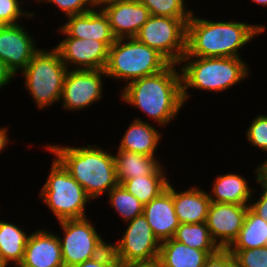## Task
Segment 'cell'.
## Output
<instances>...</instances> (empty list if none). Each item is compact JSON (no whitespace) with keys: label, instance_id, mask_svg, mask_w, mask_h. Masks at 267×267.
Wrapping results in <instances>:
<instances>
[{"label":"cell","instance_id":"21","mask_svg":"<svg viewBox=\"0 0 267 267\" xmlns=\"http://www.w3.org/2000/svg\"><path fill=\"white\" fill-rule=\"evenodd\" d=\"M247 180L236 173L218 175L214 182L209 198L211 202L249 205L255 189L250 188Z\"/></svg>","mask_w":267,"mask_h":267},{"label":"cell","instance_id":"6","mask_svg":"<svg viewBox=\"0 0 267 267\" xmlns=\"http://www.w3.org/2000/svg\"><path fill=\"white\" fill-rule=\"evenodd\" d=\"M68 68L62 62L59 52L40 48L21 72L36 108L45 109L59 102Z\"/></svg>","mask_w":267,"mask_h":267},{"label":"cell","instance_id":"22","mask_svg":"<svg viewBox=\"0 0 267 267\" xmlns=\"http://www.w3.org/2000/svg\"><path fill=\"white\" fill-rule=\"evenodd\" d=\"M161 139L159 130L145 120L135 118L122 136L117 150L155 156Z\"/></svg>","mask_w":267,"mask_h":267},{"label":"cell","instance_id":"34","mask_svg":"<svg viewBox=\"0 0 267 267\" xmlns=\"http://www.w3.org/2000/svg\"><path fill=\"white\" fill-rule=\"evenodd\" d=\"M203 267H240L233 255L227 249H219L215 254L210 255Z\"/></svg>","mask_w":267,"mask_h":267},{"label":"cell","instance_id":"38","mask_svg":"<svg viewBox=\"0 0 267 267\" xmlns=\"http://www.w3.org/2000/svg\"><path fill=\"white\" fill-rule=\"evenodd\" d=\"M254 172L256 183L260 184L261 190L267 192V166H258Z\"/></svg>","mask_w":267,"mask_h":267},{"label":"cell","instance_id":"37","mask_svg":"<svg viewBox=\"0 0 267 267\" xmlns=\"http://www.w3.org/2000/svg\"><path fill=\"white\" fill-rule=\"evenodd\" d=\"M14 77V73L0 59V90H2V87L9 85L8 83H10Z\"/></svg>","mask_w":267,"mask_h":267},{"label":"cell","instance_id":"3","mask_svg":"<svg viewBox=\"0 0 267 267\" xmlns=\"http://www.w3.org/2000/svg\"><path fill=\"white\" fill-rule=\"evenodd\" d=\"M44 149L55 156L92 200L119 184L114 155L97 144L71 147L49 143Z\"/></svg>","mask_w":267,"mask_h":267},{"label":"cell","instance_id":"10","mask_svg":"<svg viewBox=\"0 0 267 267\" xmlns=\"http://www.w3.org/2000/svg\"><path fill=\"white\" fill-rule=\"evenodd\" d=\"M125 232L117 244L109 243L119 264L150 262L158 259L160 241L153 234L145 216L127 222Z\"/></svg>","mask_w":267,"mask_h":267},{"label":"cell","instance_id":"9","mask_svg":"<svg viewBox=\"0 0 267 267\" xmlns=\"http://www.w3.org/2000/svg\"><path fill=\"white\" fill-rule=\"evenodd\" d=\"M89 218L58 221L63 230L59 237L64 267H74L102 254L110 244L96 231ZM93 224V225H92Z\"/></svg>","mask_w":267,"mask_h":267},{"label":"cell","instance_id":"14","mask_svg":"<svg viewBox=\"0 0 267 267\" xmlns=\"http://www.w3.org/2000/svg\"><path fill=\"white\" fill-rule=\"evenodd\" d=\"M249 205L210 202L206 225L212 240L227 249L243 227Z\"/></svg>","mask_w":267,"mask_h":267},{"label":"cell","instance_id":"20","mask_svg":"<svg viewBox=\"0 0 267 267\" xmlns=\"http://www.w3.org/2000/svg\"><path fill=\"white\" fill-rule=\"evenodd\" d=\"M155 157L157 156L117 150L114 160L118 183L122 184L126 180L139 176L167 175L164 166Z\"/></svg>","mask_w":267,"mask_h":267},{"label":"cell","instance_id":"42","mask_svg":"<svg viewBox=\"0 0 267 267\" xmlns=\"http://www.w3.org/2000/svg\"><path fill=\"white\" fill-rule=\"evenodd\" d=\"M9 264L0 255V267H7Z\"/></svg>","mask_w":267,"mask_h":267},{"label":"cell","instance_id":"40","mask_svg":"<svg viewBox=\"0 0 267 267\" xmlns=\"http://www.w3.org/2000/svg\"><path fill=\"white\" fill-rule=\"evenodd\" d=\"M8 132L9 131L7 127L0 128V154L2 153L3 150H5L7 145L10 143Z\"/></svg>","mask_w":267,"mask_h":267},{"label":"cell","instance_id":"5","mask_svg":"<svg viewBox=\"0 0 267 267\" xmlns=\"http://www.w3.org/2000/svg\"><path fill=\"white\" fill-rule=\"evenodd\" d=\"M171 63L157 50L135 37L118 38L109 47L106 77L131 82L165 70Z\"/></svg>","mask_w":267,"mask_h":267},{"label":"cell","instance_id":"4","mask_svg":"<svg viewBox=\"0 0 267 267\" xmlns=\"http://www.w3.org/2000/svg\"><path fill=\"white\" fill-rule=\"evenodd\" d=\"M181 67L182 98H190L188 89L223 92L249 76V66L242 58L236 57H195L183 56Z\"/></svg>","mask_w":267,"mask_h":267},{"label":"cell","instance_id":"27","mask_svg":"<svg viewBox=\"0 0 267 267\" xmlns=\"http://www.w3.org/2000/svg\"><path fill=\"white\" fill-rule=\"evenodd\" d=\"M169 182L166 175H146L126 180L122 186L145 205L166 190Z\"/></svg>","mask_w":267,"mask_h":267},{"label":"cell","instance_id":"31","mask_svg":"<svg viewBox=\"0 0 267 267\" xmlns=\"http://www.w3.org/2000/svg\"><path fill=\"white\" fill-rule=\"evenodd\" d=\"M228 251L240 267H267V246Z\"/></svg>","mask_w":267,"mask_h":267},{"label":"cell","instance_id":"7","mask_svg":"<svg viewBox=\"0 0 267 267\" xmlns=\"http://www.w3.org/2000/svg\"><path fill=\"white\" fill-rule=\"evenodd\" d=\"M39 197L57 221L86 217V205L92 201L83 187L54 157Z\"/></svg>","mask_w":267,"mask_h":267},{"label":"cell","instance_id":"11","mask_svg":"<svg viewBox=\"0 0 267 267\" xmlns=\"http://www.w3.org/2000/svg\"><path fill=\"white\" fill-rule=\"evenodd\" d=\"M103 76L105 70H68L60 99L63 109L76 112L99 102L103 98Z\"/></svg>","mask_w":267,"mask_h":267},{"label":"cell","instance_id":"18","mask_svg":"<svg viewBox=\"0 0 267 267\" xmlns=\"http://www.w3.org/2000/svg\"><path fill=\"white\" fill-rule=\"evenodd\" d=\"M143 215L160 243L173 238L180 222L175 214L170 183L158 197L144 205Z\"/></svg>","mask_w":267,"mask_h":267},{"label":"cell","instance_id":"23","mask_svg":"<svg viewBox=\"0 0 267 267\" xmlns=\"http://www.w3.org/2000/svg\"><path fill=\"white\" fill-rule=\"evenodd\" d=\"M209 256L171 238L161 242L158 261L160 267H203Z\"/></svg>","mask_w":267,"mask_h":267},{"label":"cell","instance_id":"8","mask_svg":"<svg viewBox=\"0 0 267 267\" xmlns=\"http://www.w3.org/2000/svg\"><path fill=\"white\" fill-rule=\"evenodd\" d=\"M190 18L150 16L135 38L157 50L171 64L180 65L186 53L187 22Z\"/></svg>","mask_w":267,"mask_h":267},{"label":"cell","instance_id":"30","mask_svg":"<svg viewBox=\"0 0 267 267\" xmlns=\"http://www.w3.org/2000/svg\"><path fill=\"white\" fill-rule=\"evenodd\" d=\"M22 4L21 0H0V26L19 24L22 17L33 18V11L22 10Z\"/></svg>","mask_w":267,"mask_h":267},{"label":"cell","instance_id":"2","mask_svg":"<svg viewBox=\"0 0 267 267\" xmlns=\"http://www.w3.org/2000/svg\"><path fill=\"white\" fill-rule=\"evenodd\" d=\"M187 22L186 53L195 57L242 58L239 49L266 31L264 24L210 21L194 15Z\"/></svg>","mask_w":267,"mask_h":267},{"label":"cell","instance_id":"19","mask_svg":"<svg viewBox=\"0 0 267 267\" xmlns=\"http://www.w3.org/2000/svg\"><path fill=\"white\" fill-rule=\"evenodd\" d=\"M175 188L172 185V198L180 224L206 222L211 202L207 190L195 186L178 192Z\"/></svg>","mask_w":267,"mask_h":267},{"label":"cell","instance_id":"13","mask_svg":"<svg viewBox=\"0 0 267 267\" xmlns=\"http://www.w3.org/2000/svg\"><path fill=\"white\" fill-rule=\"evenodd\" d=\"M99 8L107 15L117 39L135 37L151 16L139 0H98Z\"/></svg>","mask_w":267,"mask_h":267},{"label":"cell","instance_id":"25","mask_svg":"<svg viewBox=\"0 0 267 267\" xmlns=\"http://www.w3.org/2000/svg\"><path fill=\"white\" fill-rule=\"evenodd\" d=\"M264 246H267V221L248 207L243 227L227 250L254 249Z\"/></svg>","mask_w":267,"mask_h":267},{"label":"cell","instance_id":"35","mask_svg":"<svg viewBox=\"0 0 267 267\" xmlns=\"http://www.w3.org/2000/svg\"><path fill=\"white\" fill-rule=\"evenodd\" d=\"M74 267H119V262L109 246L102 254L97 257L86 260Z\"/></svg>","mask_w":267,"mask_h":267},{"label":"cell","instance_id":"41","mask_svg":"<svg viewBox=\"0 0 267 267\" xmlns=\"http://www.w3.org/2000/svg\"><path fill=\"white\" fill-rule=\"evenodd\" d=\"M254 3L267 7V0H252Z\"/></svg>","mask_w":267,"mask_h":267},{"label":"cell","instance_id":"29","mask_svg":"<svg viewBox=\"0 0 267 267\" xmlns=\"http://www.w3.org/2000/svg\"><path fill=\"white\" fill-rule=\"evenodd\" d=\"M150 12L151 16L172 18H190L193 10L185 5V0H139ZM187 6V7H186ZM192 10V11H191Z\"/></svg>","mask_w":267,"mask_h":267},{"label":"cell","instance_id":"16","mask_svg":"<svg viewBox=\"0 0 267 267\" xmlns=\"http://www.w3.org/2000/svg\"><path fill=\"white\" fill-rule=\"evenodd\" d=\"M17 266L64 267L58 235L43 228L30 233L23 260Z\"/></svg>","mask_w":267,"mask_h":267},{"label":"cell","instance_id":"36","mask_svg":"<svg viewBox=\"0 0 267 267\" xmlns=\"http://www.w3.org/2000/svg\"><path fill=\"white\" fill-rule=\"evenodd\" d=\"M249 203V208L257 214L259 217H262L267 221V192L263 191L260 193V198L253 202Z\"/></svg>","mask_w":267,"mask_h":267},{"label":"cell","instance_id":"12","mask_svg":"<svg viewBox=\"0 0 267 267\" xmlns=\"http://www.w3.org/2000/svg\"><path fill=\"white\" fill-rule=\"evenodd\" d=\"M57 30L64 39L54 48L68 70H105L109 48L103 42L69 37L61 28Z\"/></svg>","mask_w":267,"mask_h":267},{"label":"cell","instance_id":"24","mask_svg":"<svg viewBox=\"0 0 267 267\" xmlns=\"http://www.w3.org/2000/svg\"><path fill=\"white\" fill-rule=\"evenodd\" d=\"M28 237L15 223L0 219V255L9 265L17 266L22 262Z\"/></svg>","mask_w":267,"mask_h":267},{"label":"cell","instance_id":"1","mask_svg":"<svg viewBox=\"0 0 267 267\" xmlns=\"http://www.w3.org/2000/svg\"><path fill=\"white\" fill-rule=\"evenodd\" d=\"M170 64L162 72L135 79L122 87L121 99L165 127L184 106L181 72Z\"/></svg>","mask_w":267,"mask_h":267},{"label":"cell","instance_id":"43","mask_svg":"<svg viewBox=\"0 0 267 267\" xmlns=\"http://www.w3.org/2000/svg\"><path fill=\"white\" fill-rule=\"evenodd\" d=\"M258 166H267V159H266V160H264V162H263V163H261V165H258Z\"/></svg>","mask_w":267,"mask_h":267},{"label":"cell","instance_id":"33","mask_svg":"<svg viewBox=\"0 0 267 267\" xmlns=\"http://www.w3.org/2000/svg\"><path fill=\"white\" fill-rule=\"evenodd\" d=\"M37 3H53L66 17L86 13L98 7V0H34Z\"/></svg>","mask_w":267,"mask_h":267},{"label":"cell","instance_id":"17","mask_svg":"<svg viewBox=\"0 0 267 267\" xmlns=\"http://www.w3.org/2000/svg\"><path fill=\"white\" fill-rule=\"evenodd\" d=\"M97 8L66 17L68 21L60 28L69 37L98 40L109 48L117 38L112 32L107 15L101 8Z\"/></svg>","mask_w":267,"mask_h":267},{"label":"cell","instance_id":"32","mask_svg":"<svg viewBox=\"0 0 267 267\" xmlns=\"http://www.w3.org/2000/svg\"><path fill=\"white\" fill-rule=\"evenodd\" d=\"M246 130L249 144L267 153V115L256 116Z\"/></svg>","mask_w":267,"mask_h":267},{"label":"cell","instance_id":"28","mask_svg":"<svg viewBox=\"0 0 267 267\" xmlns=\"http://www.w3.org/2000/svg\"><path fill=\"white\" fill-rule=\"evenodd\" d=\"M106 196H109L107 201L110 207L122 217L123 223L143 214L144 204L128 192L122 184L115 186Z\"/></svg>","mask_w":267,"mask_h":267},{"label":"cell","instance_id":"15","mask_svg":"<svg viewBox=\"0 0 267 267\" xmlns=\"http://www.w3.org/2000/svg\"><path fill=\"white\" fill-rule=\"evenodd\" d=\"M34 36L22 25L0 26V59L14 73L22 72L40 49L36 47Z\"/></svg>","mask_w":267,"mask_h":267},{"label":"cell","instance_id":"39","mask_svg":"<svg viewBox=\"0 0 267 267\" xmlns=\"http://www.w3.org/2000/svg\"><path fill=\"white\" fill-rule=\"evenodd\" d=\"M119 267H160L158 259L150 262H130L119 264Z\"/></svg>","mask_w":267,"mask_h":267},{"label":"cell","instance_id":"26","mask_svg":"<svg viewBox=\"0 0 267 267\" xmlns=\"http://www.w3.org/2000/svg\"><path fill=\"white\" fill-rule=\"evenodd\" d=\"M173 239L188 247L206 251L209 255L215 254L220 249L212 240L205 222L180 224Z\"/></svg>","mask_w":267,"mask_h":267}]
</instances>
